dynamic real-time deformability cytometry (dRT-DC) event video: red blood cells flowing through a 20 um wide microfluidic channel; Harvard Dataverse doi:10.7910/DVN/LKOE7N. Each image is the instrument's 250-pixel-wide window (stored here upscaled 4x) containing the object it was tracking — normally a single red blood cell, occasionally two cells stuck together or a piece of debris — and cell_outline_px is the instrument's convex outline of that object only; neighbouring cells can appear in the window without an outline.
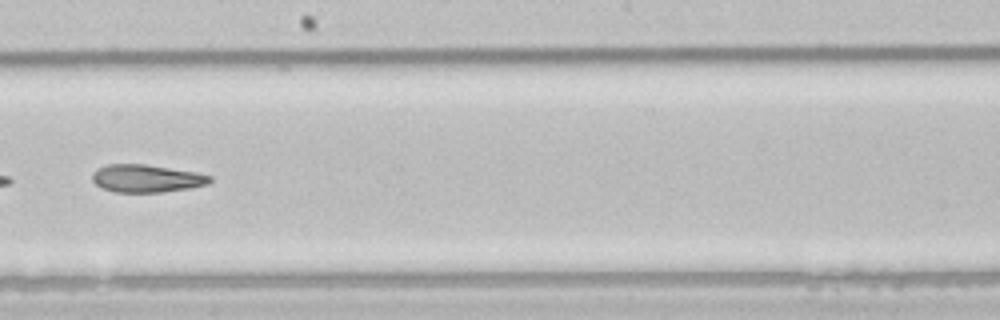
{"species": "common noctule bat (a hibernating species)", "species_latin": "Nyctalus noctula", "temperature_condition": "room temperature", "stored_images_in_passage": 24, "camera_frame_rate_fps": 3000, "um_per_image_px": 0.085, "animal": {"sex": "male", "body_mass_g": 21.5, "forearm_length_mm": 52.0}, "frame": {"image": 1, "passage_image": 21, "time_ms": 6.667, "image_size_px": [1000, 320], "cell_outline_px": [[212, 180], [208, 184], [188, 188], [164, 192], [112, 192], [96, 184], [92, 180], [92, 172], [108, 164], [144, 164], [196, 172], [212, 176]], "centroid_in_image_um": [12.46, 15.17], "position_along_channel_um": 235.7, "area_um2": 18.9}}